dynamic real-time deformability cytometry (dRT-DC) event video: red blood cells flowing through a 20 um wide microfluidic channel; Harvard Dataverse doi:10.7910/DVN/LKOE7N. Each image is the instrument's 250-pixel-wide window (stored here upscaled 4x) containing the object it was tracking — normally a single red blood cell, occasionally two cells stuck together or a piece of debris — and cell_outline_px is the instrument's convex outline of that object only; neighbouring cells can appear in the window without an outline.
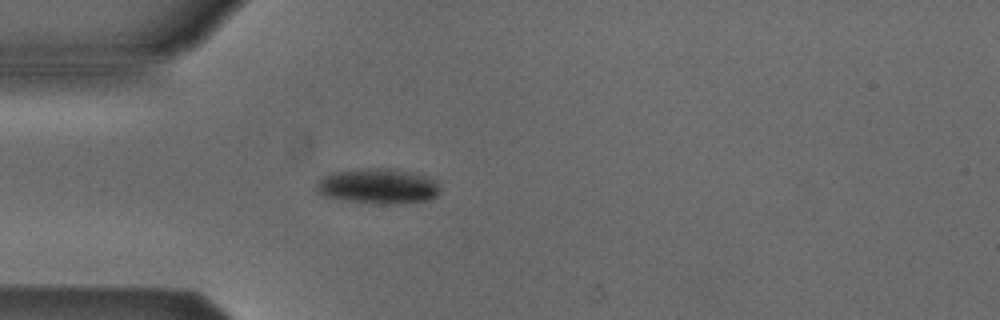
{"species": "Egyptian fruit bat (a non-hibernating species)", "species_latin": "Rousettus aegyptiacus", "temperature_condition": "cold", "stored_images_in_passage": 1, "camera_frame_rate_fps": 3000, "um_per_image_px": 0.085, "animal": {"sex": "male"}, "frame": {"image": 1, "passage_image": 1, "time_ms": 0.0, "image_size_px": [1000, 320], "cell_outline_px": [[440, 192], [436, 196], [428, 200], [404, 204], [376, 204], [344, 200], [324, 196], [316, 192], [316, 184], [324, 176], [332, 172], [372, 168], [392, 168], [412, 172], [436, 180], [440, 184]], "centroid_in_image_um": [32.17, 15.84], "position_along_channel_um": 52.8, "area_um2": 25.66}}